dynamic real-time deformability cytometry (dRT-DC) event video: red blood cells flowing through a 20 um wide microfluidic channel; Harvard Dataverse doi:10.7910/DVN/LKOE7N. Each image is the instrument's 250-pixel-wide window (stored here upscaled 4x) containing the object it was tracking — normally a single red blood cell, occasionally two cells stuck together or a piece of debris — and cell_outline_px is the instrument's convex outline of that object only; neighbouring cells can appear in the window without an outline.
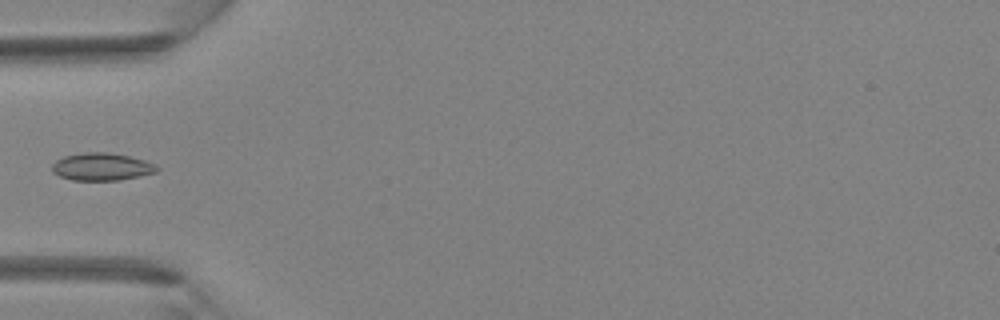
{"species": "Egyptian fruit bat (a non-hibernating species)", "species_latin": "Rousettus aegyptiacus", "temperature_condition": "room temperature", "stored_images_in_passage": 4, "camera_frame_rate_fps": 3000, "um_per_image_px": 0.085, "animal": {"sex": "female"}, "frame": {"image": 1, "passage_image": 4, "time_ms": 1.0, "image_size_px": [1000, 320], "cell_outline_px": [[160, 168], [156, 172], [140, 176], [120, 180], [72, 180], [60, 176], [52, 172], [52, 164], [56, 160], [64, 156], [84, 152], [108, 152], [128, 156], [144, 160], [156, 164]], "centroid_in_image_um": [8.65, 14.17], "position_along_channel_um": 76.4, "area_um2": 16.88}}